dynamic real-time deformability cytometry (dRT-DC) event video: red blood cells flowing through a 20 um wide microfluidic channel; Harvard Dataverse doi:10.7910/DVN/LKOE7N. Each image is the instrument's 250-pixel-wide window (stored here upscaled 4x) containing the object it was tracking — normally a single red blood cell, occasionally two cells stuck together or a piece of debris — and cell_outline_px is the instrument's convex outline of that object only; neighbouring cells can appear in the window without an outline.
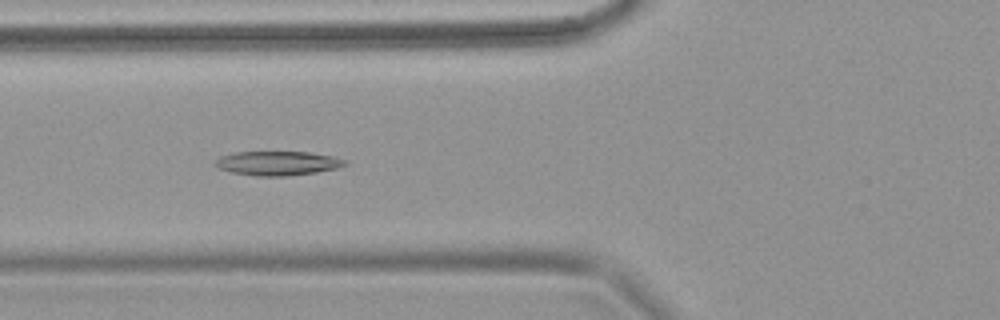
{"species": "common noctule bat (a hibernating species)", "species_latin": "Nyctalus noctula", "temperature_condition": "warm", "stored_images_in_passage": 67, "camera_frame_rate_fps": 3000, "um_per_image_px": 0.085, "animal": {"sex": "female", "body_mass_g": 18.4}, "frame": {"image": 1, "passage_image": 26, "time_ms": 8.333, "image_size_px": [1000, 320], "cell_outline_px": [[348, 164], [336, 168], [316, 172], [288, 176], [256, 176], [232, 172], [216, 168], [212, 164], [220, 156], [236, 152], [308, 152], [332, 156], [348, 160]], "centroid_in_image_um": [23.58, 13.88], "position_along_channel_um": 102.2, "area_um2": 18.38}}
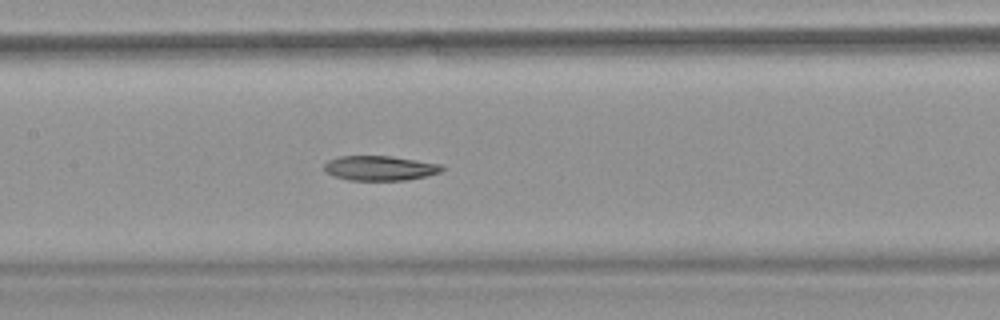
{"frame": {"image": 2, "passage_image": 33, "time_ms": 10.667, "image_size_px": [1000, 320], "cell_outline_px": [[444, 168], [440, 172], [424, 176], [404, 180], [348, 180], [332, 176], [324, 172], [324, 164], [328, 160], [340, 156], [392, 156], [440, 164]], "centroid_in_image_um": [32.22, 14.29], "position_along_channel_um": 175.2, "area_um2": 16.94}}
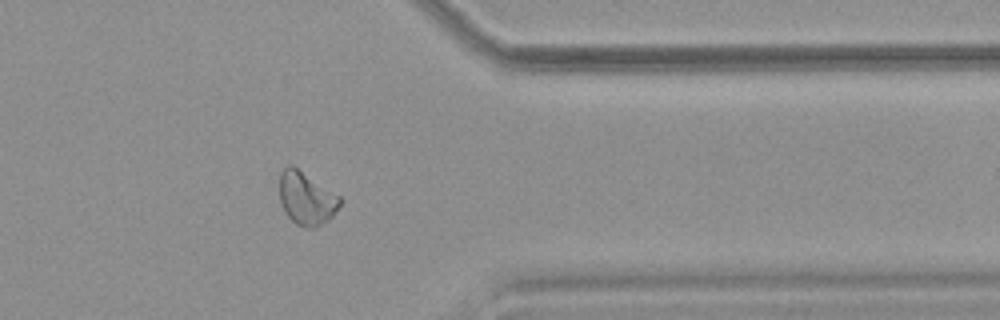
{"frame": {"image": 3, "passage_image": 54, "time_ms": 17.667, "image_size_px": [1000, 320], "cell_outline_px": [[344, 200], [332, 216], [324, 224], [316, 228], [304, 228], [296, 224], [284, 212], [280, 200], [280, 172], [288, 164], [292, 164], [340, 196]], "centroid_in_image_um": [26.05, 16.87], "position_along_channel_um": 385.3, "area_um2": 18.9}}